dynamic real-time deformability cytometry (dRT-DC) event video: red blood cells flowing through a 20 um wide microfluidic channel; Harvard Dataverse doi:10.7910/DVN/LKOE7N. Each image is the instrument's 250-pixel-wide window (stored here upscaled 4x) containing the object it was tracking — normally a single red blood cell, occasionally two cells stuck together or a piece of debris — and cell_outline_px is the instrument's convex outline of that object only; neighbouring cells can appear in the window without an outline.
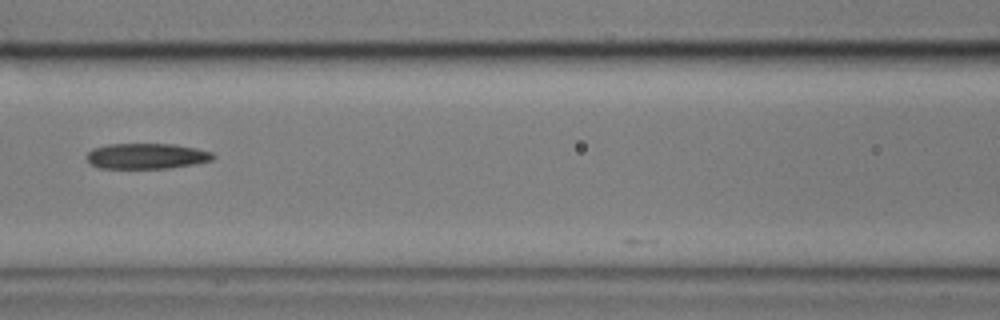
{"species": "common noctule bat (a hibernating species)", "species_latin": "Nyctalus noctula", "temperature_condition": "cold", "stored_images_in_passage": 14, "camera_frame_rate_fps": 3000, "um_per_image_px": 0.085, "animal": {"sex": "male", "body_mass_g": 17.9}, "frame": {"image": 1, "passage_image": 7, "time_ms": 2.0, "image_size_px": [1000, 320], "cell_outline_px": [[216, 156], [212, 160], [192, 164], [168, 168], [100, 168], [92, 164], [84, 156], [92, 148], [108, 144], [176, 144], [196, 148], [212, 152]], "centroid_in_image_um": [12.44, 13.26], "position_along_channel_um": 154.2, "area_um2": 18.84}}